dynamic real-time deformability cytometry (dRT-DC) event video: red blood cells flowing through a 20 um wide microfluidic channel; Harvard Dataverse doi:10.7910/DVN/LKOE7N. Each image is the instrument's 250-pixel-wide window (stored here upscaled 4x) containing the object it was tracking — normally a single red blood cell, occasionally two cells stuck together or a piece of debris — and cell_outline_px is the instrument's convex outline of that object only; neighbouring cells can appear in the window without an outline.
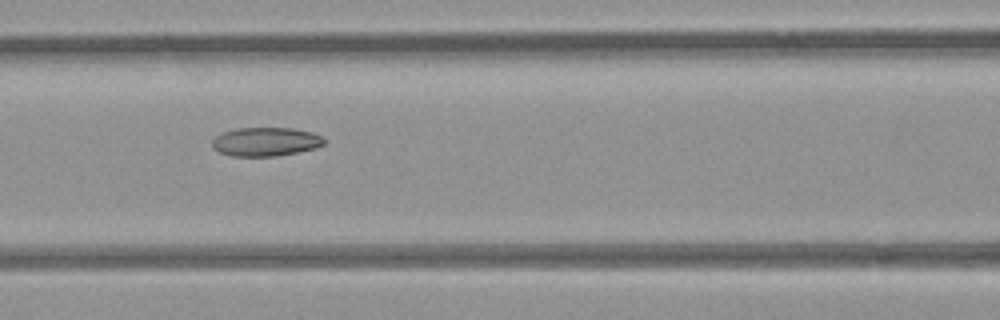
{"species": "common noctule bat (a hibernating species)", "species_latin": "Nyctalus noctula", "temperature_condition": "room temperature", "stored_images_in_passage": 4, "camera_frame_rate_fps": 3000, "um_per_image_px": 0.085, "animal": {"sex": "female", "body_mass_g": 21.9}, "frame": {"image": 1, "passage_image": 3, "time_ms": 0.667, "image_size_px": [1000, 320], "cell_outline_px": [[324, 144], [316, 148], [276, 156], [232, 156], [220, 152], [212, 148], [212, 140], [216, 136], [224, 132], [236, 128], [292, 128], [312, 132], [320, 136], [324, 140]], "centroid_in_image_um": [22.56, 12.04], "position_along_channel_um": 144.0, "area_um2": 18.67}}
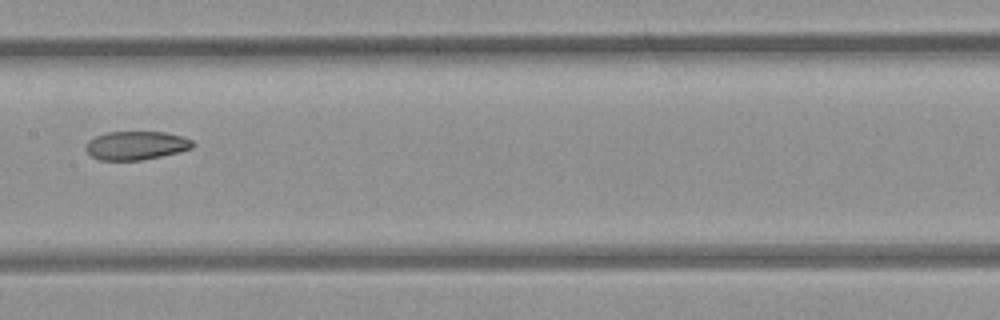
{"frame": {"image": 2, "passage_image": 4, "time_ms": 1.0, "image_size_px": [1000, 320], "cell_outline_px": [[196, 144], [192, 148], [180, 152], [140, 160], [100, 160], [92, 156], [84, 148], [88, 140], [96, 136], [108, 132], [164, 132], [184, 136], [192, 140]], "centroid_in_image_um": [11.6, 12.36], "position_along_channel_um": 195.8, "area_um2": 17.86}}